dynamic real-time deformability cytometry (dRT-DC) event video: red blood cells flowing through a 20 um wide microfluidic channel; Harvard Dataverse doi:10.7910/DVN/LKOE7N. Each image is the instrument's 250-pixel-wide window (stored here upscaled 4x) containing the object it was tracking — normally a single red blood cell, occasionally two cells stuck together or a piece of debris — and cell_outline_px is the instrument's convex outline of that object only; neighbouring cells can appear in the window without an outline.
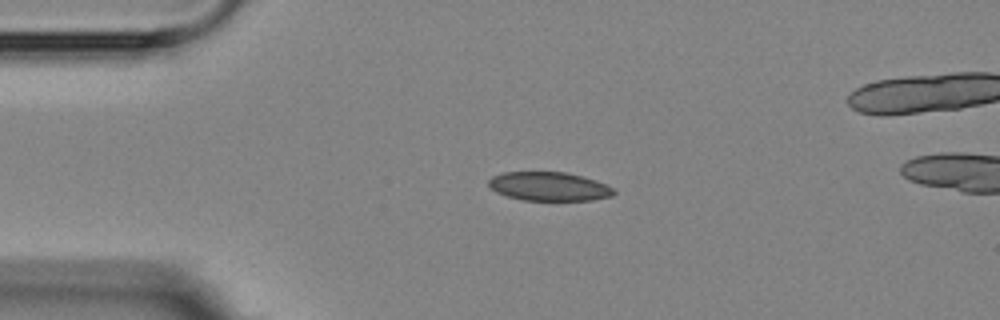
{"species": "Egyptian fruit bat (a non-hibernating species)", "species_latin": "Rousettus aegyptiacus", "temperature_condition": "room temperature", "stored_images_in_passage": 4, "camera_frame_rate_fps": 3000, "um_per_image_px": 0.085, "animal": {"sex": "female"}, "frame": {"image": 1, "passage_image": 2, "time_ms": 2.0, "image_size_px": [1000, 320], "cell_outline_px": [[616, 192], [612, 196], [592, 200], [524, 200], [508, 196], [496, 192], [488, 184], [488, 180], [492, 176], [504, 172], [564, 172], [596, 180], [612, 188]], "centroid_in_image_um": [46.65, 15.84], "position_along_channel_um": 38.3, "area_um2": 20.81}}
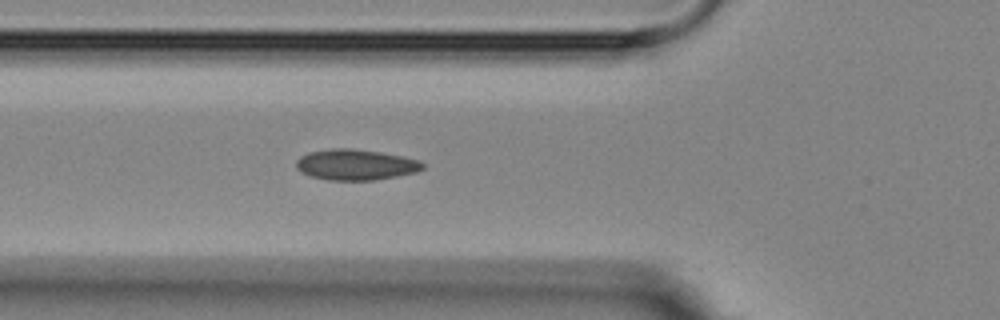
{"frame": {"image": 2, "passage_image": 4, "time_ms": 4.333, "image_size_px": [1000, 320], "cell_outline_px": [[424, 168], [416, 172], [396, 176], [372, 180], [328, 180], [308, 176], [300, 172], [296, 168], [296, 160], [300, 156], [308, 152], [332, 148], [352, 148], [380, 152], [420, 160], [424, 164]], "centroid_in_image_um": [30.18, 14.0], "position_along_channel_um": 95.6, "area_um2": 22.77}}